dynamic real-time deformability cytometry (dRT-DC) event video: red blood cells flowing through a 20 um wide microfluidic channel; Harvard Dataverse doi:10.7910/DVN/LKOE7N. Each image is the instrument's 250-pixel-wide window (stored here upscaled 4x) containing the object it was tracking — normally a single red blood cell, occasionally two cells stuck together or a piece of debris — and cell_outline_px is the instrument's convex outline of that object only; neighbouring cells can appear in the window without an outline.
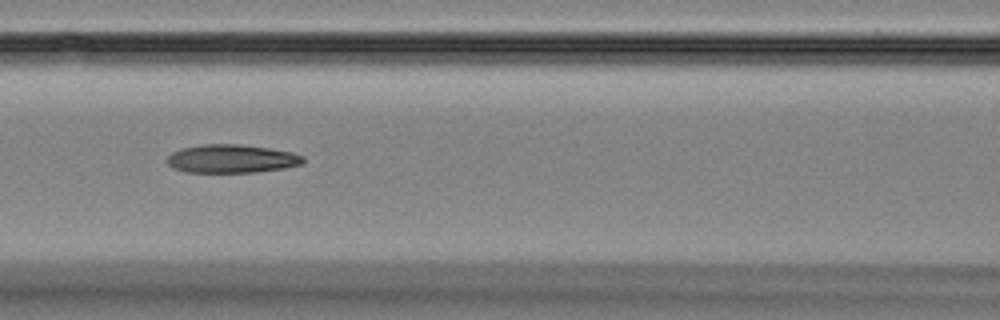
{"species": "Egyptian fruit bat (a non-hibernating species)", "species_latin": "Rousettus aegyptiacus", "temperature_condition": "room temperature", "stored_images_in_passage": 5, "camera_frame_rate_fps": 3000, "um_per_image_px": 0.085, "animal": {"sex": "female"}, "frame": {"image": 1, "passage_image": 5, "time_ms": 4.667, "image_size_px": [1000, 320], "cell_outline_px": [[304, 164], [284, 168], [256, 172], [188, 172], [172, 168], [168, 164], [168, 156], [172, 152], [180, 148], [200, 144], [240, 144], [268, 148], [292, 152], [304, 156]], "centroid_in_image_um": [19.69, 13.49], "position_along_channel_um": 146.9, "area_um2": 22.6}}